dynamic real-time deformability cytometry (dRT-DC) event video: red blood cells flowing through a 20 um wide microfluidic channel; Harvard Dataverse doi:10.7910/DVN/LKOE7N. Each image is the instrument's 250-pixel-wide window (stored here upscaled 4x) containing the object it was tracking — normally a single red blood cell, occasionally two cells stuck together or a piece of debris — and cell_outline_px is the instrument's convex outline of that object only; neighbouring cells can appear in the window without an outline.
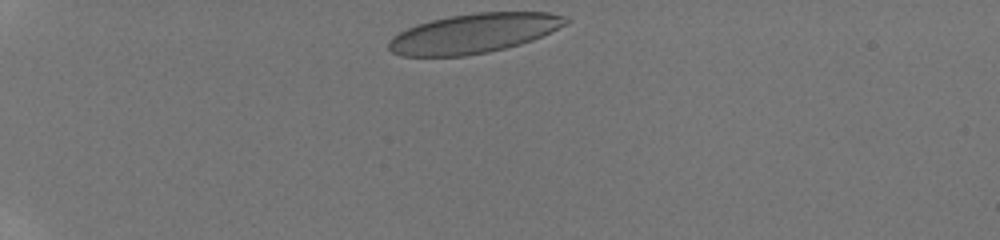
{"species": "human", "species_latin": "Homo sapiens", "temperature_condition": "room temperature", "stored_images_in_passage": 7, "camera_frame_rate_fps": 3000, "um_per_image_px": 0.085, "donor": {"sex": "male"}, "frame": {"image": 1, "passage_image": 1, "time_ms": 0.0, "image_size_px": [1000, 240], "cell_outline_px": [[572, 20], [532, 40], [520, 44], [488, 52], [464, 56], [400, 56], [392, 52], [388, 48], [388, 44], [392, 36], [416, 24], [432, 20], [452, 16], [476, 12], [548, 12], [568, 16]], "centroid_in_image_um": [40.26, 2.83], "position_along_channel_um": 44.7, "area_um2": 40.52}}
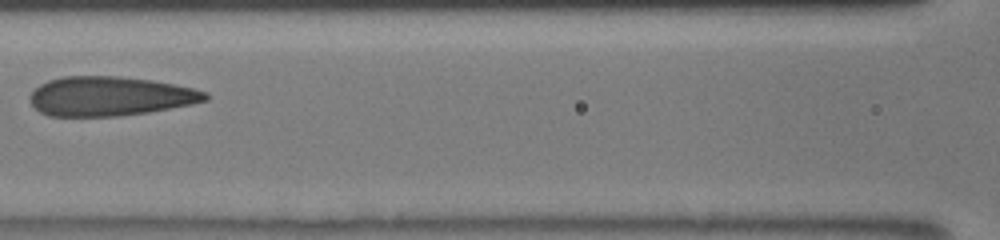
{"frame": {"image": 2, "passage_image": 5, "time_ms": 4.333, "image_size_px": [1000, 240], "cell_outline_px": [[208, 100], [192, 104], [148, 112], [120, 116], [48, 116], [40, 112], [28, 100], [28, 96], [40, 84], [48, 80], [64, 76], [120, 76], [152, 80], [192, 88], [208, 92]], "centroid_in_image_um": [9.33, 8.18], "position_along_channel_um": 157.3, "area_um2": 40.29}}
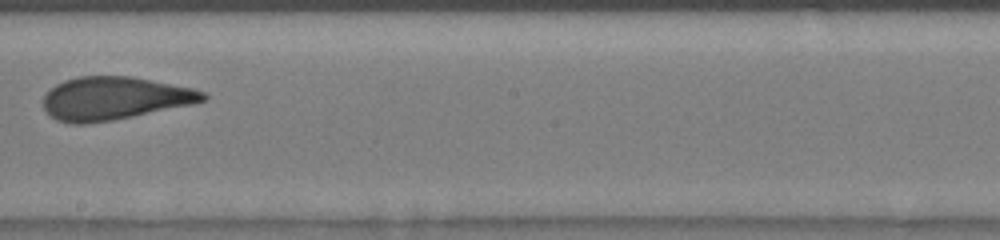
{"frame": {"image": 3, "passage_image": 7, "time_ms": 6.333, "image_size_px": [1000, 240], "cell_outline_px": [[208, 100], [196, 104], [112, 120], [84, 124], [72, 124], [56, 120], [48, 116], [44, 112], [44, 96], [56, 84], [64, 80], [80, 76], [132, 76], [192, 88], [204, 92], [208, 96]], "centroid_in_image_um": [9.73, 8.37], "position_along_channel_um": 238.5, "area_um2": 40.29}}